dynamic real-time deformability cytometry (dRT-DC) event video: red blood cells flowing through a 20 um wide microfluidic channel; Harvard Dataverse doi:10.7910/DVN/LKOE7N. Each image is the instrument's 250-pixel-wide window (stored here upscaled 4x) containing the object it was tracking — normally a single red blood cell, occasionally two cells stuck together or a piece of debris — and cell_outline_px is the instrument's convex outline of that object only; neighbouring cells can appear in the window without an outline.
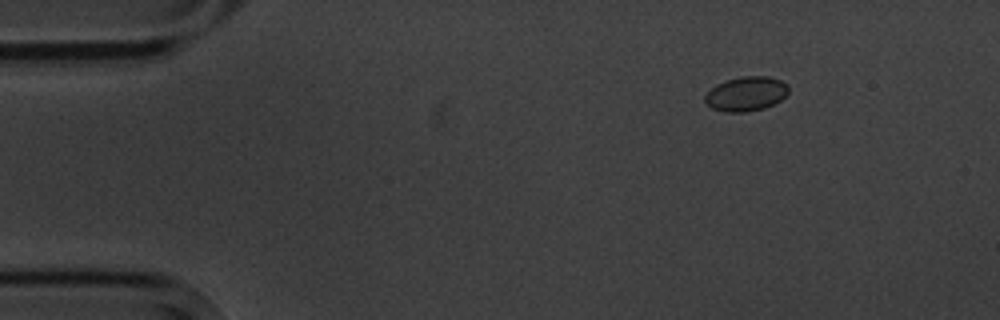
{"species": "common noctule bat (a hibernating species)", "species_latin": "Nyctalus noctula", "temperature_condition": "cold", "stored_images_in_passage": 8, "camera_frame_rate_fps": 3000, "um_per_image_px": 0.085, "animal": {"sex": "male", "body_mass_g": 20.1, "forearm_length_mm": 53.5}, "frame": {"image": 1, "passage_image": 1, "time_ms": 0.0, "image_size_px": [1000, 320], "cell_outline_px": [[788, 92], [780, 100], [764, 108], [744, 112], [728, 112], [712, 108], [704, 100], [704, 96], [716, 84], [728, 80], [744, 76], [768, 76], [780, 80], [788, 84]], "centroid_in_image_um": [63.42, 7.97], "position_along_channel_um": 21.6, "area_um2": 16.53}}
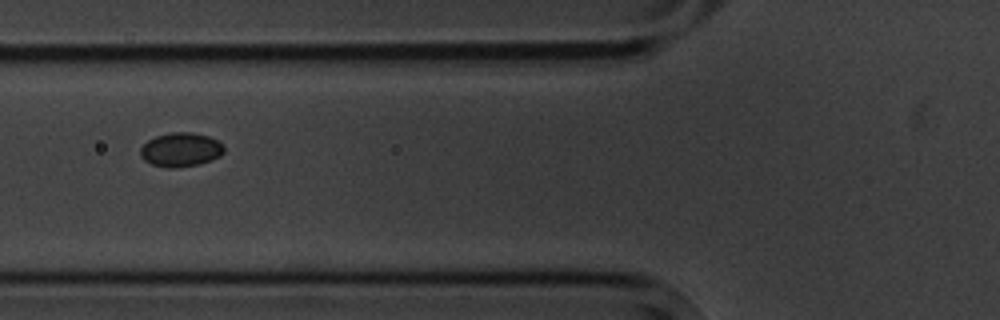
{"frame": {"image": 2, "passage_image": 5, "time_ms": 4.667, "image_size_px": [1000, 320], "cell_outline_px": [[224, 152], [220, 156], [212, 160], [196, 164], [172, 168], [168, 168], [152, 164], [144, 160], [140, 156], [140, 148], [148, 140], [156, 136], [172, 132], [192, 132], [208, 136], [224, 144]], "centroid_in_image_um": [15.37, 12.71], "position_along_channel_um": 110.4, "area_um2": 16.53}}
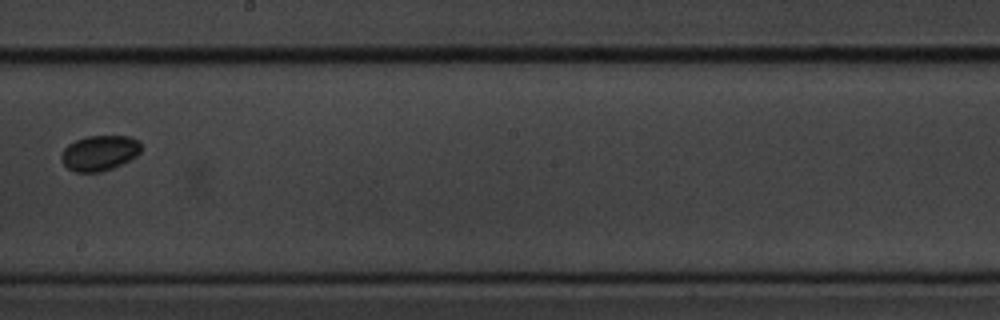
{"frame": {"image": 3, "passage_image": 8, "time_ms": 8.333, "image_size_px": [1000, 320], "cell_outline_px": [[140, 152], [136, 156], [112, 168], [100, 172], [76, 172], [68, 168], [60, 160], [60, 156], [64, 148], [68, 144], [76, 140], [88, 136], [132, 136], [140, 140]], "centroid_in_image_um": [8.45, 12.99], "position_along_channel_um": 239.8, "area_um2": 16.42}}